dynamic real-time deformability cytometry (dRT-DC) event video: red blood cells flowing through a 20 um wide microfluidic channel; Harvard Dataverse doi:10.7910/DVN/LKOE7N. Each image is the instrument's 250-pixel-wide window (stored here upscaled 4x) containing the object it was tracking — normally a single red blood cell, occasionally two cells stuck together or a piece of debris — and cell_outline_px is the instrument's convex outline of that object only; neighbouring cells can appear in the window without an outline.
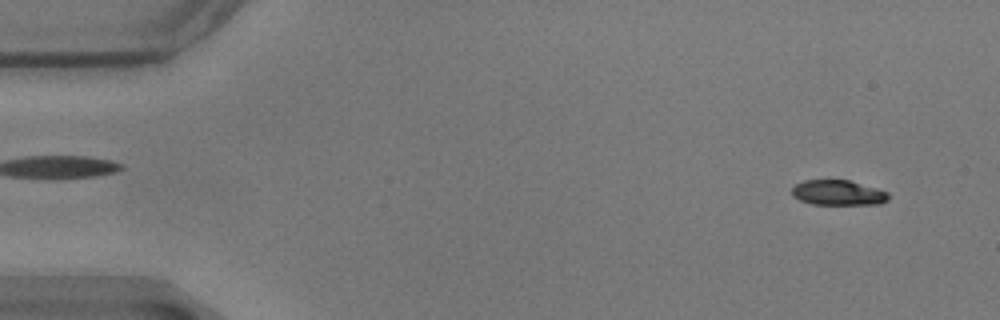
{"species": "common noctule bat (a hibernating species)", "species_latin": "Nyctalus noctula", "temperature_condition": "warm", "stored_images_in_passage": 58, "camera_frame_rate_fps": 3000, "um_per_image_px": 0.085, "animal": {"sex": "male", "body_mass_g": 17.9}, "frame": {"image": 1, "passage_image": 4, "time_ms": 1.0, "image_size_px": [1000, 320], "cell_outline_px": [[888, 200], [880, 204], [812, 204], [800, 200], [792, 196], [792, 188], [796, 184], [804, 180], [848, 180], [876, 188], [888, 192]], "centroid_in_image_um": [71.22, 16.38], "position_along_channel_um": 13.8, "area_um2": 14.05}}
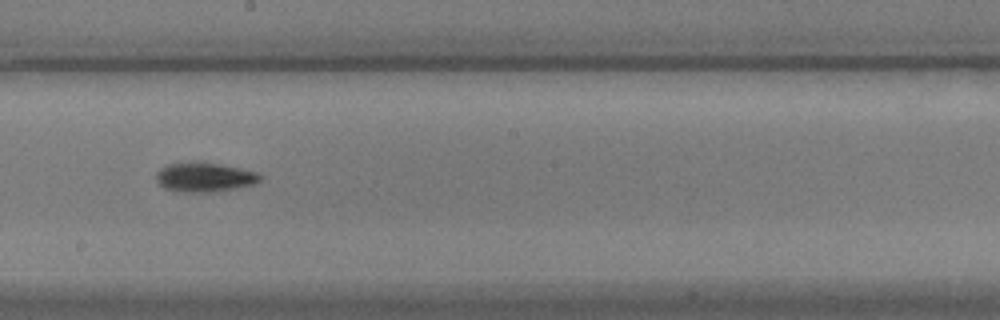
{"frame": {"image": 2, "passage_image": 32, "time_ms": 10.333, "image_size_px": [1000, 320], "cell_outline_px": [[260, 180], [256, 184], [216, 192], [184, 192], [164, 188], [156, 180], [156, 172], [160, 168], [168, 164], [200, 160], [256, 172], [260, 176]], "centroid_in_image_um": [17.35, 15.05], "position_along_channel_um": 230.8, "area_um2": 17.92}}
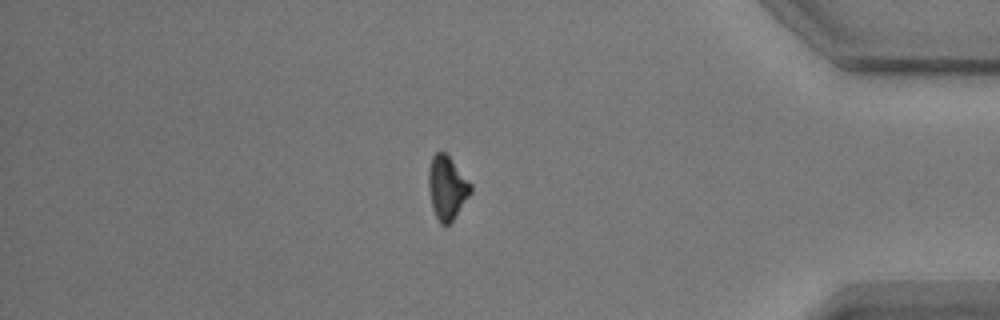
{"frame": {"image": 3, "passage_image": 49, "time_ms": 16.0, "image_size_px": [1000, 320], "cell_outline_px": [[472, 192], [452, 220], [448, 224], [440, 224], [432, 208], [428, 188], [428, 168], [432, 156], [436, 152], [444, 152], [448, 156], [472, 184]], "centroid_in_image_um": [37.98, 15.94], "position_along_channel_um": 397.2, "area_um2": 15.49}, "authors_computed_cell_mechanics": {"area_um2": 15.895, "velocity_mm_per_s": 3.518, "shape_relaxation_time_tau1_ms": 4.8907, "shape_relaxation_time_tau2_ms": null, "deformation_change_tau1": 0.1555, "deformation_change_tau2": null}}